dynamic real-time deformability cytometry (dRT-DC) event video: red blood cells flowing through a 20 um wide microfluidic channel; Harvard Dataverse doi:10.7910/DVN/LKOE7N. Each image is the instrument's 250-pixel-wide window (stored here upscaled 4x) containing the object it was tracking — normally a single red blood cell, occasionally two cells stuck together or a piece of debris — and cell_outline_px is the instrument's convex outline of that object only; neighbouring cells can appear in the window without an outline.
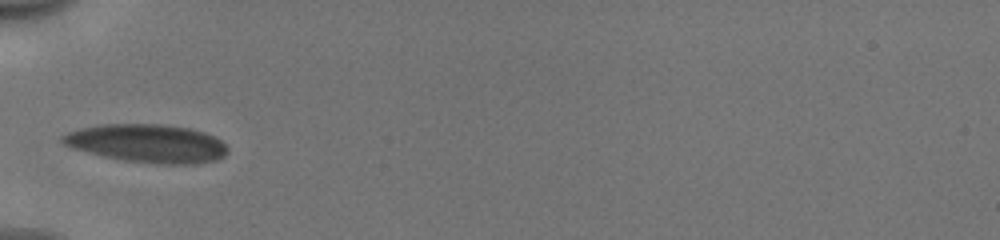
{"species": "human", "species_latin": "Homo sapiens", "temperature_condition": "cold", "stored_images_in_passage": 12, "camera_frame_rate_fps": 3000, "um_per_image_px": 0.085, "donor": {"sex": "male"}, "frame": {"image": 1, "passage_image": 1, "time_ms": 0.0, "image_size_px": [1000, 240], "cell_outline_px": [[228, 152], [224, 156], [216, 160], [196, 164], [160, 164], [124, 160], [104, 156], [72, 148], [64, 144], [60, 140], [60, 136], [68, 132], [80, 128], [100, 124], [160, 124], [192, 128], [216, 136], [228, 148]], "centroid_in_image_um": [12.53, 12.18], "position_along_channel_um": 72.5, "area_um2": 36.99}}
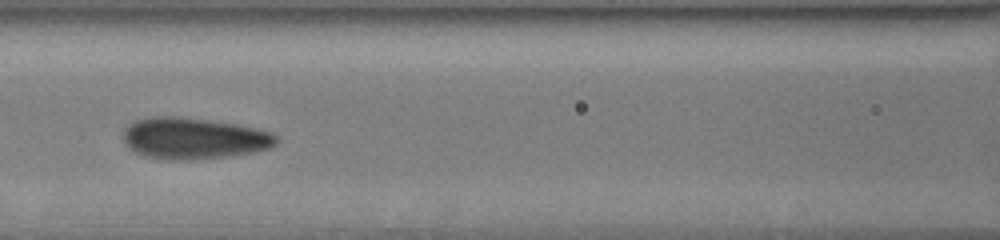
{"frame": {"image": 2, "passage_image": 7, "time_ms": 2.0, "image_size_px": [1000, 240], "cell_outline_px": [[280, 140], [276, 144], [268, 148], [252, 152], [228, 156], [188, 160], [168, 160], [144, 156], [128, 148], [124, 140], [124, 128], [128, 124], [136, 120], [148, 116], [180, 116], [236, 124], [256, 128], [272, 132]], "centroid_in_image_um": [16.45, 11.75], "position_along_channel_um": 150.2, "area_um2": 37.11}}
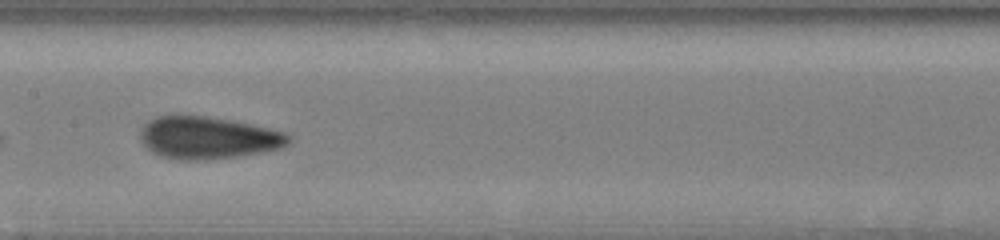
{"frame": {"image": 3, "passage_image": 10, "time_ms": 3.0, "image_size_px": [1000, 240], "cell_outline_px": [[292, 140], [288, 144], [280, 148], [260, 152], [236, 156], [204, 160], [180, 160], [160, 156], [152, 152], [144, 144], [140, 136], [140, 132], [144, 124], [148, 120], [156, 116], [204, 116], [232, 120], [288, 132], [292, 136]], "centroid_in_image_um": [17.7, 11.71], "position_along_channel_um": 189.7, "area_um2": 36.53}}